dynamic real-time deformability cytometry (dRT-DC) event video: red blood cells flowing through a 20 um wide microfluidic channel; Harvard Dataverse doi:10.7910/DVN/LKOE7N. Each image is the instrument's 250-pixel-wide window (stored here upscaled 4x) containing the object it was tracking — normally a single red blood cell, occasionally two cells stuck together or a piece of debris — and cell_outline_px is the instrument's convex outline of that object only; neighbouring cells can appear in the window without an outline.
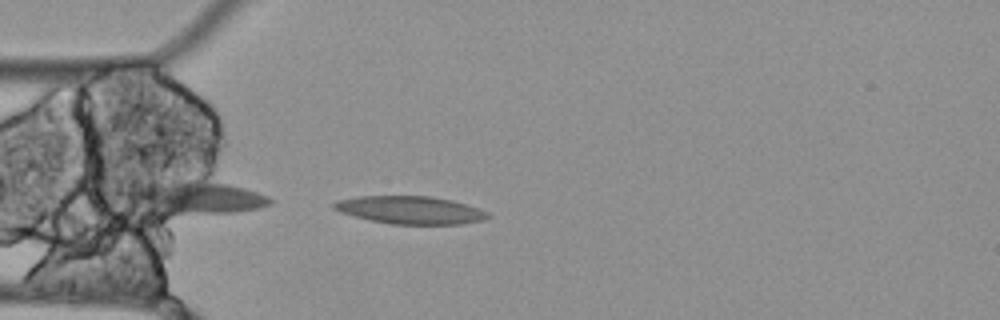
{"species": "Egyptian fruit bat (a non-hibernating species)", "species_latin": "Rousettus aegyptiacus", "temperature_condition": "cold", "stored_images_in_passage": 4, "camera_frame_rate_fps": 3000, "um_per_image_px": 0.085, "animal": {"sex": "female"}, "frame": {"image": 1, "passage_image": 4, "time_ms": 1.0, "image_size_px": [1000, 320], "cell_outline_px": [[492, 216], [480, 220], [464, 224], [392, 224], [368, 220], [340, 212], [332, 208], [332, 204], [336, 200], [360, 196], [428, 196], [452, 200], [488, 212]], "centroid_in_image_um": [34.83, 17.85], "position_along_channel_um": 50.2, "area_um2": 24.85}}